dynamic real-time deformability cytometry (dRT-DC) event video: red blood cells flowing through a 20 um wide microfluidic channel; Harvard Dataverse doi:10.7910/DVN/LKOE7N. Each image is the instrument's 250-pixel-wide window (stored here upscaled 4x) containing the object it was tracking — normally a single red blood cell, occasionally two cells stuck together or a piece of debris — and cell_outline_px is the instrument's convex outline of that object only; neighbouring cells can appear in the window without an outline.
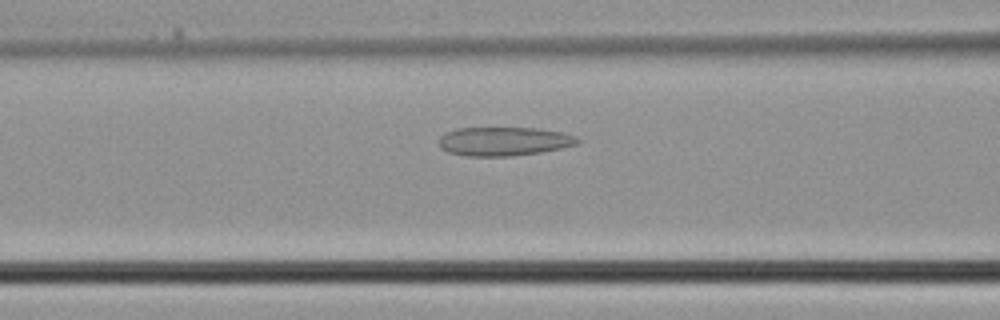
{"species": "common noctule bat (a hibernating species)", "species_latin": "Nyctalus noctula", "temperature_condition": "cold", "stored_images_in_passage": 25, "camera_frame_rate_fps": 3000, "um_per_image_px": 0.085, "animal": {"sex": "male", "body_mass_g": 21.5, "forearm_length_mm": 52.0}, "frame": {"image": 1, "passage_image": 7, "time_ms": 2.0, "image_size_px": [1000, 320], "cell_outline_px": [[584, 140], [576, 144], [560, 148], [540, 152], [512, 156], [464, 156], [448, 152], [440, 148], [440, 136], [444, 132], [456, 128], [540, 128], [560, 132], [576, 136]], "centroid_in_image_um": [42.82, 12.01], "position_along_channel_um": 123.8, "area_um2": 23.41}}
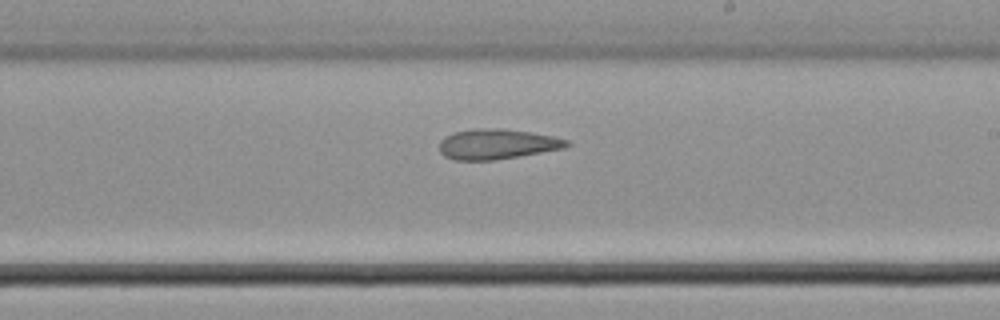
{"frame": {"image": 2, "passage_image": 14, "time_ms": 4.333, "image_size_px": [1000, 320], "cell_outline_px": [[572, 144], [564, 148], [496, 160], [456, 160], [444, 156], [440, 152], [440, 140], [444, 136], [456, 132], [472, 128], [496, 128], [532, 132], [556, 136], [568, 140]], "centroid_in_image_um": [42.26, 12.24], "position_along_channel_um": 246.7, "area_um2": 22.54}}
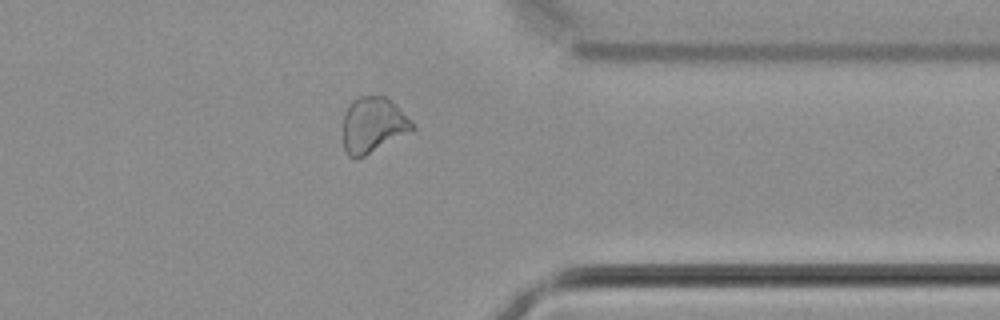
{"frame": {"image": 3, "passage_image": 22, "time_ms": 7.0, "image_size_px": [1000, 320], "cell_outline_px": [[416, 128], [364, 156], [356, 160], [348, 156], [344, 148], [344, 112], [348, 104], [352, 100], [360, 96], [384, 96], [392, 100], [412, 120]], "centroid_in_image_um": [31.7, 10.6], "position_along_channel_um": 379.7, "area_um2": 22.48}}